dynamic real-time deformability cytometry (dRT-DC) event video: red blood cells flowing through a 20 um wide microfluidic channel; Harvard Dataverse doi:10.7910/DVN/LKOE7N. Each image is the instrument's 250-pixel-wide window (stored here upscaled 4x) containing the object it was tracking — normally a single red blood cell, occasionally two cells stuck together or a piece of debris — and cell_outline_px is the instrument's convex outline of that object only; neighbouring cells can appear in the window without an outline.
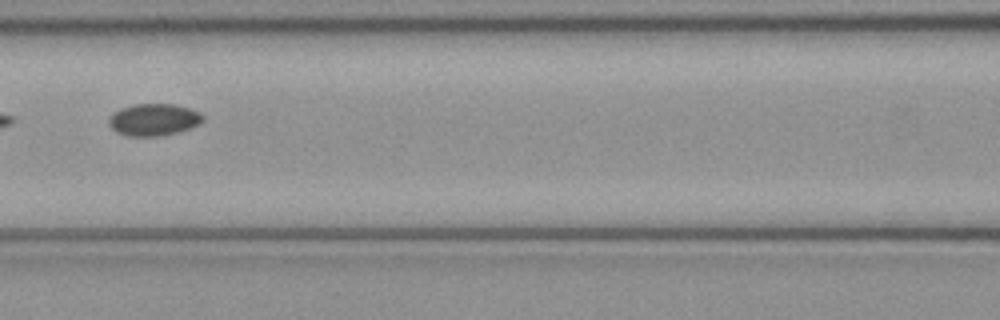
{"species": "common noctule bat (a hibernating species)", "species_latin": "Nyctalus noctula", "temperature_condition": "cold", "stored_images_in_passage": 5, "camera_frame_rate_fps": 3000, "um_per_image_px": 0.085, "animal": {"sex": "female", "body_mass_g": 21.9}, "frame": {"image": 1, "passage_image": 4, "time_ms": 1.0, "image_size_px": [1000, 320], "cell_outline_px": [[204, 120], [200, 124], [176, 132], [160, 136], [128, 136], [116, 132], [108, 124], [108, 120], [120, 108], [132, 104], [172, 104], [188, 108], [200, 112], [204, 116]], "centroid_in_image_um": [13.07, 10.17], "position_along_channel_um": 153.5, "area_um2": 17.46}}
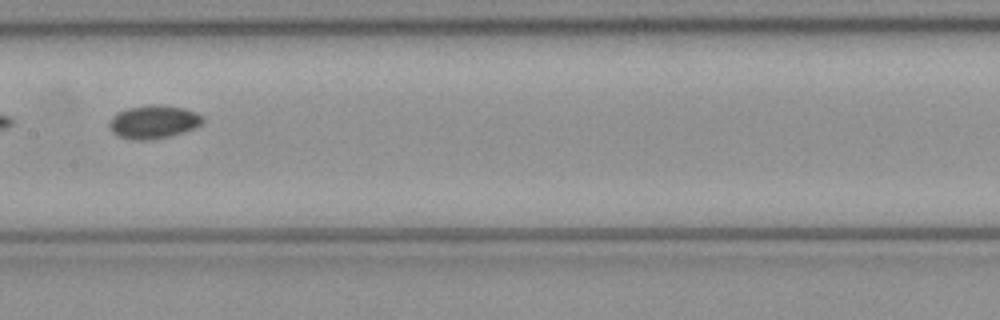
{"frame": {"image": 2, "passage_image": 5, "time_ms": 1.333, "image_size_px": [1000, 320], "cell_outline_px": [[204, 120], [196, 128], [172, 136], [152, 140], [132, 140], [116, 136], [108, 128], [108, 124], [112, 116], [116, 112], [128, 108], [152, 104], [160, 104], [184, 108], [196, 112], [204, 116]], "centroid_in_image_um": [13.04, 10.37], "position_along_channel_um": 194.4, "area_um2": 18.61}}